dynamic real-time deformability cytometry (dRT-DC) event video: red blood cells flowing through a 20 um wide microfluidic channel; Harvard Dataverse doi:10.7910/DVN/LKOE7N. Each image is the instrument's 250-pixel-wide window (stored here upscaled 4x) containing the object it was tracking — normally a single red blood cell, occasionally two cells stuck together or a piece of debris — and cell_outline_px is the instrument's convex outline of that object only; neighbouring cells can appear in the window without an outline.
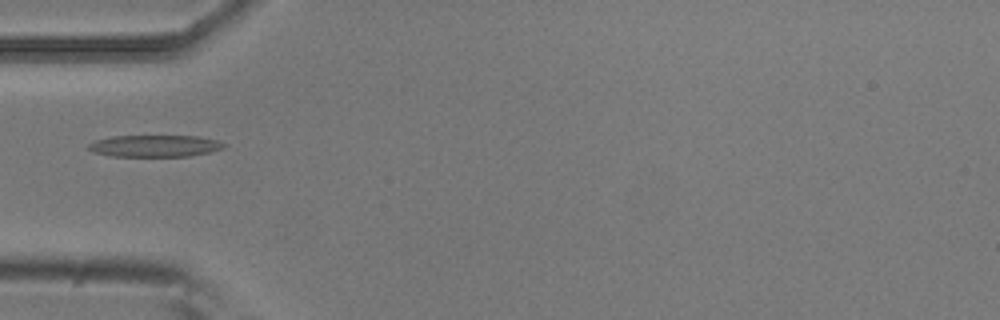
{"species": "common noctule bat (a hibernating species)", "species_latin": "Nyctalus noctula", "temperature_condition": "room temperature", "stored_images_in_passage": 2, "camera_frame_rate_fps": 3000, "um_per_image_px": 0.085, "animal": {"sex": "male", "body_mass_g": 20.5, "forearm_length_mm": 52.5}, "frame": {"image": 1, "passage_image": 2, "time_ms": 0.333, "image_size_px": [1000, 320], "cell_outline_px": [[228, 144], [224, 148], [192, 156], [112, 156], [92, 152], [88, 148], [88, 144], [96, 140], [112, 136], [200, 136], [220, 140]], "centroid_in_image_um": [13.21, 12.4], "position_along_channel_um": 71.8, "area_um2": 17.34}}